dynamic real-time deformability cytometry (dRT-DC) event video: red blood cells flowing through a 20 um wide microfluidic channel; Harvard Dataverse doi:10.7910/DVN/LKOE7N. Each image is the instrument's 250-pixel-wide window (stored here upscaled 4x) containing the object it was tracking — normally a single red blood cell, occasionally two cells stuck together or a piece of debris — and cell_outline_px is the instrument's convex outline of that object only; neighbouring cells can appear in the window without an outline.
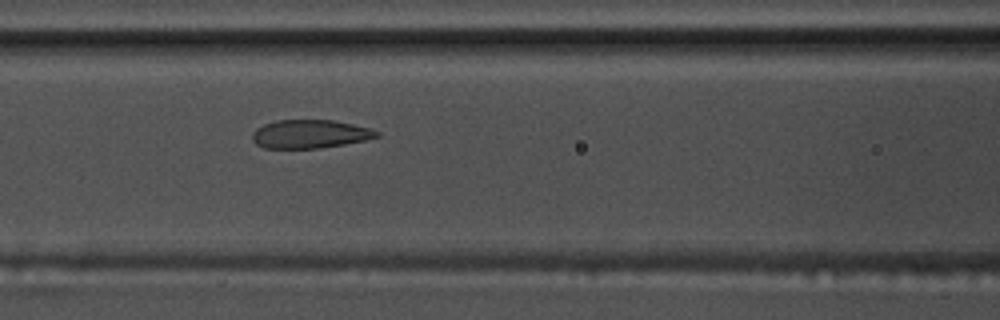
{"species": "common noctule bat (a hibernating species)", "species_latin": "Nyctalus noctula", "temperature_condition": "warm", "stored_images_in_passage": 46, "camera_frame_rate_fps": 3000, "um_per_image_px": 0.085, "animal": {"sex": "male", "body_mass_g": 17.5, "forearm_length_mm": 52.3}, "frame": {"image": 1, "passage_image": 15, "time_ms": 4.667, "image_size_px": [1000, 320], "cell_outline_px": [[380, 136], [364, 140], [344, 144], [320, 148], [264, 148], [256, 144], [252, 140], [252, 132], [256, 128], [264, 124], [276, 120], [332, 120], [372, 128], [380, 132]], "centroid_in_image_um": [26.34, 11.39], "position_along_channel_um": 140.3, "area_um2": 20.69}}
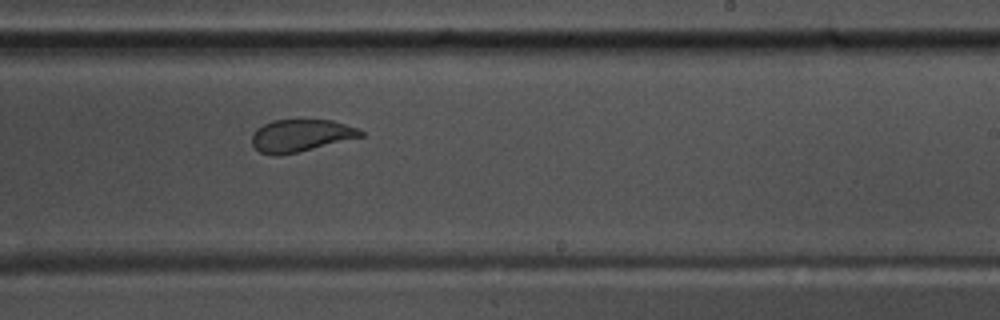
{"frame": {"image": 2, "passage_image": 25, "time_ms": 8.0, "image_size_px": [1000, 320], "cell_outline_px": [[364, 136], [296, 152], [276, 156], [272, 156], [260, 152], [252, 144], [252, 136], [256, 128], [272, 120], [332, 120], [356, 128], [364, 132]], "centroid_in_image_um": [25.53, 11.52], "position_along_channel_um": 263.5, "area_um2": 20.23}}
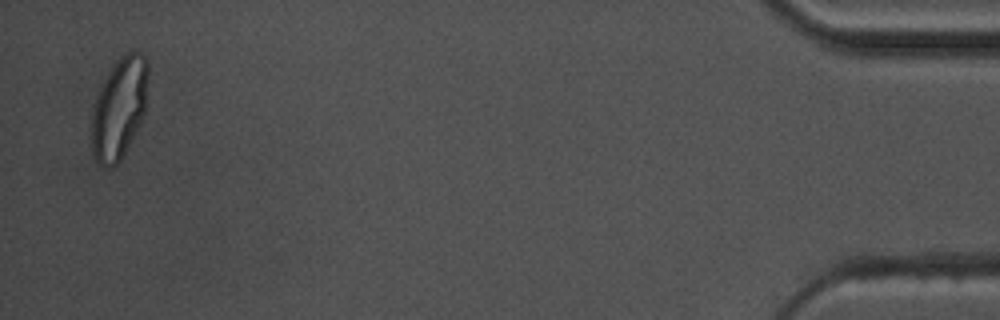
{"frame": {"image": 3, "passage_image": 45, "time_ms": 14.667, "image_size_px": [1000, 320], "cell_outline_px": [[148, 72], [144, 112], [140, 124], [120, 160], [112, 168], [104, 168], [92, 156], [92, 116], [96, 100], [100, 88], [108, 72], [128, 52], [140, 52], [148, 60]], "centroid_in_image_um": [10.13, 9.24], "position_along_channel_um": 425.1, "area_um2": 32.66}, "authors_computed_cell_mechanics": {"area_um2": 23.0333, "velocity_mm_per_s": 3.7098, "shape_relaxation_time_tau1_ms": null, "shape_relaxation_time_tau2_ms": 0.8859, "deformation_change_tau1": null, "deformation_change_tau2": 0.0639}}